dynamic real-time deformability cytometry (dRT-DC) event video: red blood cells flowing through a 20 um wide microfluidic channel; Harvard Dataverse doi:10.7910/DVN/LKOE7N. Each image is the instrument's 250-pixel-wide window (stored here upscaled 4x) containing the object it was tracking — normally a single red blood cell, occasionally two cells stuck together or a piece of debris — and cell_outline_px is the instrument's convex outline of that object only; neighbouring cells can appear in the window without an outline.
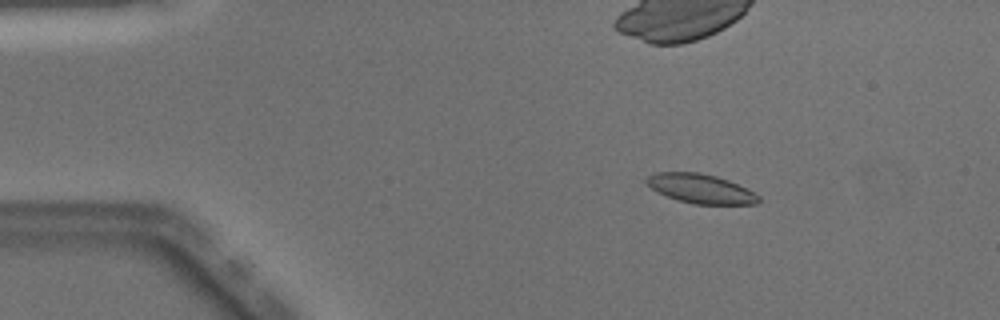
{"species": "Egyptian fruit bat (a non-hibernating species)", "species_latin": "Rousettus aegyptiacus", "temperature_condition": "warm", "stored_images_in_passage": 49, "camera_frame_rate_fps": 3000, "um_per_image_px": 0.085, "animal": {"sex": "male"}, "frame": {"image": 1, "passage_image": 8, "time_ms": 2.333, "image_size_px": [1000, 320], "cell_outline_px": [[760, 200], [756, 204], [692, 204], [676, 200], [656, 192], [644, 180], [648, 176], [656, 172], [700, 172], [716, 176], [728, 180], [748, 188], [760, 196]], "centroid_in_image_um": [59.56, 16.04], "position_along_channel_um": 25.4, "area_um2": 19.31}}